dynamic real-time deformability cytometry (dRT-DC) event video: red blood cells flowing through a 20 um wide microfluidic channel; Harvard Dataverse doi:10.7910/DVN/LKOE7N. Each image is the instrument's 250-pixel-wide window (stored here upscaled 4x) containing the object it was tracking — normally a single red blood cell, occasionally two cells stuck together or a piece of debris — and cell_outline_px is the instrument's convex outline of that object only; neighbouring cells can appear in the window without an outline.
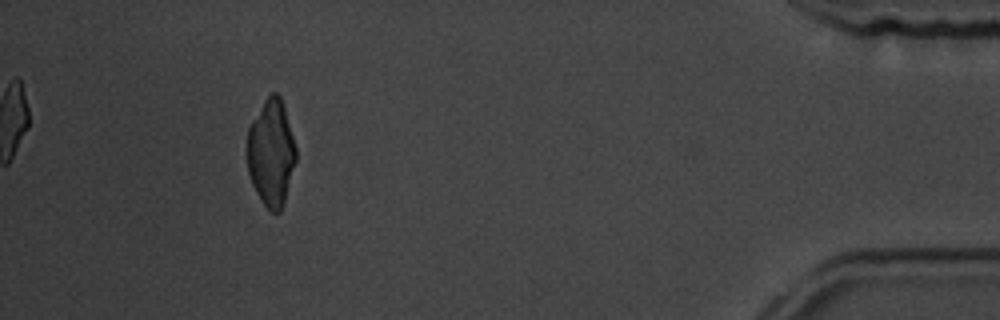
{"species": "common noctule bat (a hibernating species)", "species_latin": "Nyctalus noctula", "temperature_condition": "room temperature", "stored_images_in_passage": 14, "camera_frame_rate_fps": 3000, "um_per_image_px": 0.085, "animal": {"sex": "male", "body_mass_g": 19.5, "forearm_length_mm": 54.6}, "frame": {"image": 1, "passage_image": 13, "time_ms": 15.667, "image_size_px": [1000, 320], "cell_outline_px": [[296, 160], [284, 204], [280, 212], [272, 212], [260, 200], [252, 184], [248, 172], [248, 128], [252, 120], [264, 100], [272, 92], [276, 92], [280, 96], [284, 108], [296, 148]], "centroid_in_image_um": [23.05, 13.01], "position_along_channel_um": 412.1, "area_um2": 30.06}}